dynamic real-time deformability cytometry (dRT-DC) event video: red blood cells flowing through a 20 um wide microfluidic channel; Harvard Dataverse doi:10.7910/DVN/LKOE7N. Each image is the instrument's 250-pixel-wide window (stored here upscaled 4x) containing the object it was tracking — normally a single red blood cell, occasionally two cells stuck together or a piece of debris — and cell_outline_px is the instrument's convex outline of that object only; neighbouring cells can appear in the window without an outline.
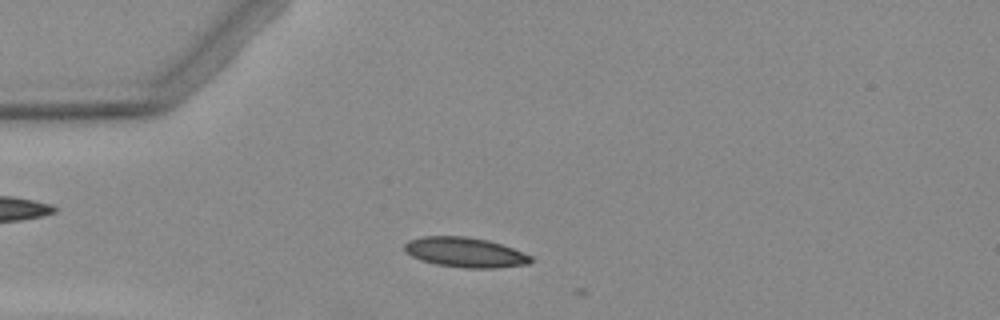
{"species": "Egyptian fruit bat (a non-hibernating species)", "species_latin": "Rousettus aegyptiacus", "temperature_condition": "warm", "stored_images_in_passage": 4, "camera_frame_rate_fps": 3000, "um_per_image_px": 0.085, "animal": {"sex": "female"}, "frame": {"image": 1, "passage_image": 2, "time_ms": 2.333, "image_size_px": [1000, 320], "cell_outline_px": [[532, 260], [528, 264], [496, 268], [464, 268], [436, 264], [420, 260], [412, 256], [404, 248], [404, 244], [408, 240], [424, 236], [464, 236], [488, 240], [512, 248], [532, 256]], "centroid_in_image_um": [39.53, 21.45], "position_along_channel_um": 45.5, "area_um2": 21.91}}